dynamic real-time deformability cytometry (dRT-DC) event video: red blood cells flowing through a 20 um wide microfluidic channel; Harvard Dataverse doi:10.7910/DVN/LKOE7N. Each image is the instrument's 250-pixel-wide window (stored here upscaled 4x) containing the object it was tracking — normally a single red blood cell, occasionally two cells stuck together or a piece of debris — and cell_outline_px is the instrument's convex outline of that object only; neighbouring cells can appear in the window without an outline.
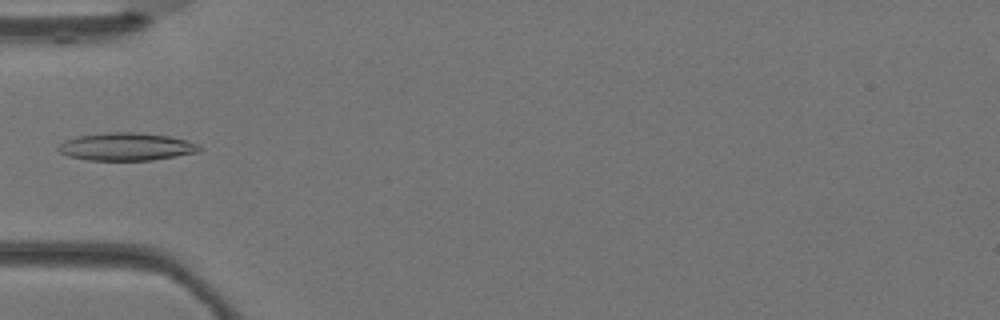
{"species": "Egyptian fruit bat (a non-hibernating species)", "species_latin": "Rousettus aegyptiacus", "temperature_condition": "warm", "stored_images_in_passage": 4, "camera_frame_rate_fps": 3000, "um_per_image_px": 0.085, "animal": {"sex": "female"}, "frame": {"image": 1, "passage_image": 4, "time_ms": 1.0, "image_size_px": [1000, 320], "cell_outline_px": [[204, 148], [200, 152], [152, 160], [88, 160], [68, 156], [60, 152], [56, 148], [64, 140], [80, 136], [108, 132], [140, 132], [168, 136], [200, 144]], "centroid_in_image_um": [10.77, 12.47], "position_along_channel_um": 74.2, "area_um2": 22.89}}